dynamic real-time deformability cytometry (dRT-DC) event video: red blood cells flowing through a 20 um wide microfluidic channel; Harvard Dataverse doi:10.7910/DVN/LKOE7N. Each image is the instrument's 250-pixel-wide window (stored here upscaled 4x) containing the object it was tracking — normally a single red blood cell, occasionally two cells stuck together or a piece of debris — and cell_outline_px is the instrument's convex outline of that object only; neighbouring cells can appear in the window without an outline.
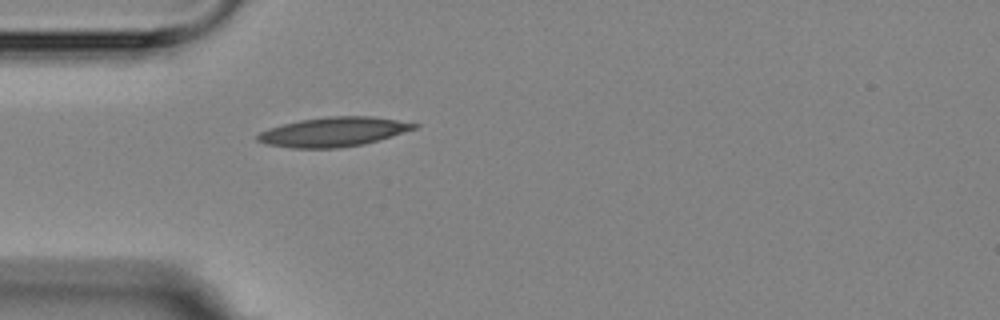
{"species": "Egyptian fruit bat (a non-hibernating species)", "species_latin": "Rousettus aegyptiacus", "temperature_condition": "room temperature", "stored_images_in_passage": 1, "camera_frame_rate_fps": 3000, "um_per_image_px": 0.085, "animal": {"sex": "female"}, "frame": {"image": 1, "passage_image": 1, "time_ms": 0.0, "image_size_px": [1000, 320], "cell_outline_px": [[420, 124], [416, 128], [392, 136], [364, 144], [340, 148], [292, 148], [268, 144], [256, 140], [256, 136], [260, 132], [268, 128], [300, 120], [328, 116], [372, 116]], "centroid_in_image_um": [28.34, 11.21], "position_along_channel_um": 56.7, "area_um2": 26.7}}